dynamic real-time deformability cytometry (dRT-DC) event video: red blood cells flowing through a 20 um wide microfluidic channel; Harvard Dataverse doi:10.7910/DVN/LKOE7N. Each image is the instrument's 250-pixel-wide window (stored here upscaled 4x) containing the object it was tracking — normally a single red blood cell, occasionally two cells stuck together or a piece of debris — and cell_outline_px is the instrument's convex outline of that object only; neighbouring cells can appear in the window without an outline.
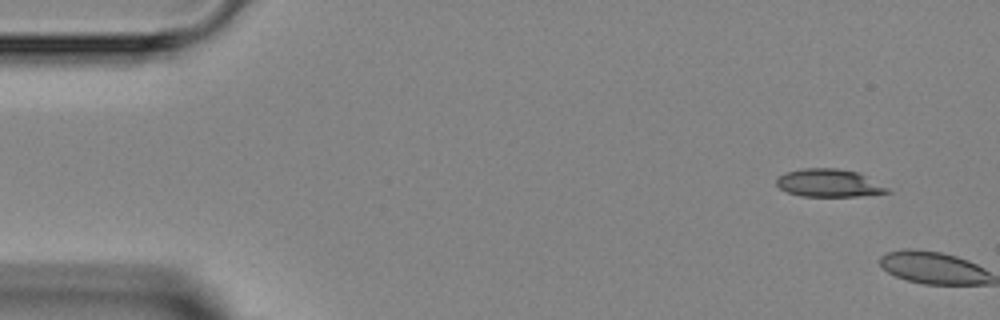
{"species": "Egyptian fruit bat (a non-hibernating species)", "species_latin": "Rousettus aegyptiacus", "temperature_condition": "room temperature", "stored_images_in_passage": 4, "camera_frame_rate_fps": 3000, "um_per_image_px": 0.085, "animal": {"sex": "female"}, "frame": {"image": 1, "passage_image": 1, "time_ms": 0.0, "image_size_px": [1000, 320], "cell_outline_px": [[892, 192], [856, 196], [800, 196], [788, 192], [780, 188], [776, 184], [776, 176], [784, 172], [804, 168], [836, 168], [856, 172], [888, 188]], "centroid_in_image_um": [70.38, 15.55], "position_along_channel_um": 14.6, "area_um2": 17.8}}
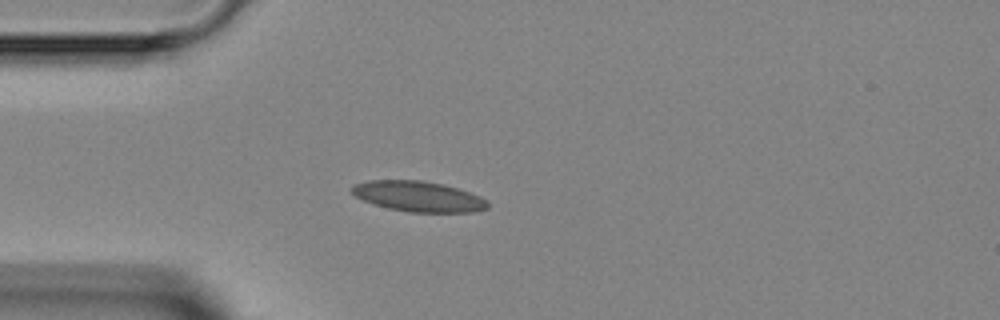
{"frame": {"image": 2, "passage_image": 4, "time_ms": 4.333, "image_size_px": [1000, 320], "cell_outline_px": [[488, 208], [472, 212], [408, 212], [388, 208], [372, 204], [356, 196], [348, 188], [352, 184], [368, 180], [420, 180], [444, 184], [480, 196], [488, 200]], "centroid_in_image_um": [35.52, 16.69], "position_along_channel_um": 49.5, "area_um2": 24.22}}